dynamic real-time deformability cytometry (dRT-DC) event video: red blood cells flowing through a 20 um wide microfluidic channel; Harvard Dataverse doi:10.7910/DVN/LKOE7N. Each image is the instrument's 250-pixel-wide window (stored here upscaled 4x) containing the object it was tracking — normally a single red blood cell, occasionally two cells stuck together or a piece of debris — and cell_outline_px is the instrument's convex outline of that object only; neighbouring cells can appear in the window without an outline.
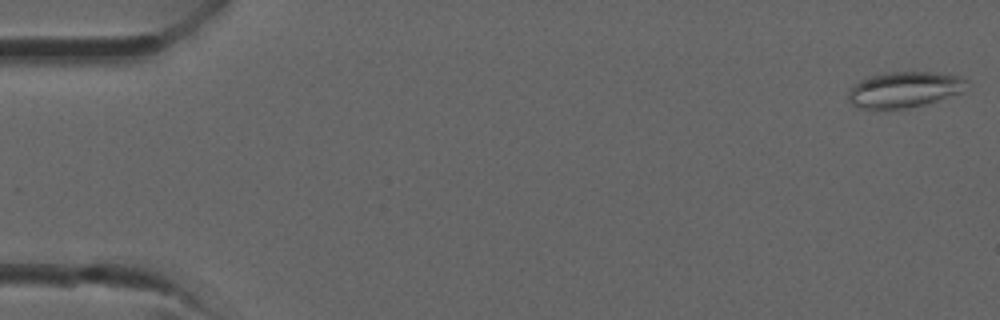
{"species": "common noctule bat (a hibernating species)", "species_latin": "Nyctalus noctula", "temperature_condition": "room temperature", "stored_images_in_passage": 36, "camera_frame_rate_fps": 3000, "um_per_image_px": 0.085, "animal": {"sex": "male", "forearm_length_mm": 52.5}, "frame": {"image": 1, "passage_image": 1, "time_ms": 0.0, "image_size_px": [1000, 320], "cell_outline_px": [[968, 80], [964, 92], [924, 104], [908, 108], [860, 108], [852, 104], [848, 100], [848, 92], [860, 80], [868, 76], [888, 72], [932, 72], [960, 76]], "centroid_in_image_um": [76.89, 7.6], "position_along_channel_um": 8.1, "area_um2": 24.57}}
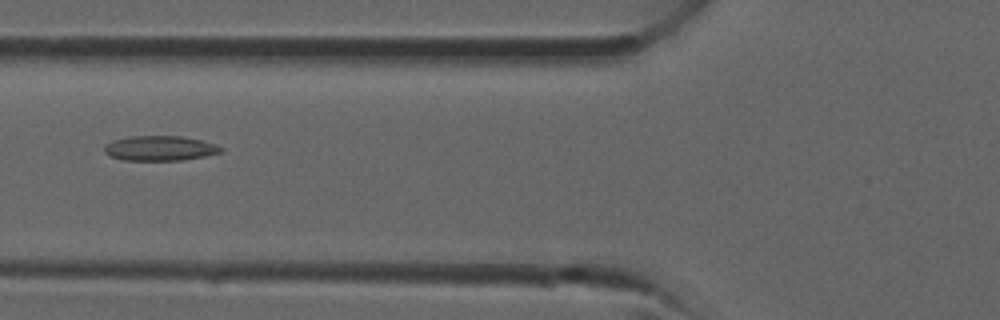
{"frame": {"image": 2, "passage_image": 14, "time_ms": 4.333, "image_size_px": [1000, 320], "cell_outline_px": [[224, 152], [204, 156], [180, 160], [124, 160], [108, 156], [104, 152], [104, 144], [112, 140], [128, 136], [184, 136], [216, 144], [224, 148]], "centroid_in_image_um": [13.57, 12.59], "position_along_channel_um": 112.2, "area_um2": 17.11}}
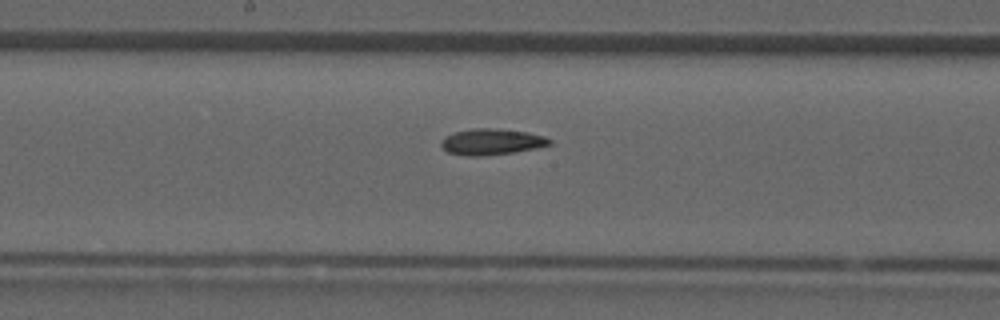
{"frame": {"image": 3, "passage_image": 19, "time_ms": 6.0, "image_size_px": [1000, 320], "cell_outline_px": [[552, 144], [536, 148], [516, 152], [484, 156], [464, 156], [448, 152], [440, 144], [440, 140], [444, 136], [456, 132], [472, 128], [492, 128], [528, 132], [544, 136], [552, 140]], "centroid_in_image_um": [41.78, 12.06], "position_along_channel_um": 206.4, "area_um2": 16.65}}